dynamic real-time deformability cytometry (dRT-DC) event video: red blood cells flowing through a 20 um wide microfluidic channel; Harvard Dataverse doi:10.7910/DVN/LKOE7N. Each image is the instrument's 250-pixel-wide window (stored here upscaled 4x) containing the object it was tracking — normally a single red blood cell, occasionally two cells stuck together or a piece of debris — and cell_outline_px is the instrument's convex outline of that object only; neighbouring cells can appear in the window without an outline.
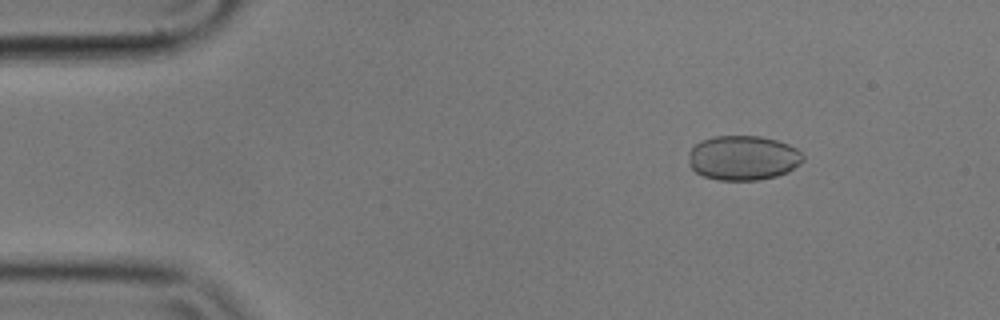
{"species": "common noctule bat (a hibernating species)", "species_latin": "Nyctalus noctula", "temperature_condition": "cold", "stored_images_in_passage": 19, "camera_frame_rate_fps": 3000, "um_per_image_px": 0.085, "animal": {"sex": "male", "body_mass_g": 17.9}, "frame": {"image": 1, "passage_image": 7, "time_ms": 2.0, "image_size_px": [1000, 320], "cell_outline_px": [[804, 160], [800, 164], [788, 172], [776, 176], [760, 180], [716, 180], [704, 176], [696, 172], [688, 164], [688, 152], [700, 140], [716, 136], [760, 136], [776, 140], [788, 144], [796, 148], [804, 156]], "centroid_in_image_um": [63.15, 13.42], "position_along_channel_um": 21.8, "area_um2": 30.0}}
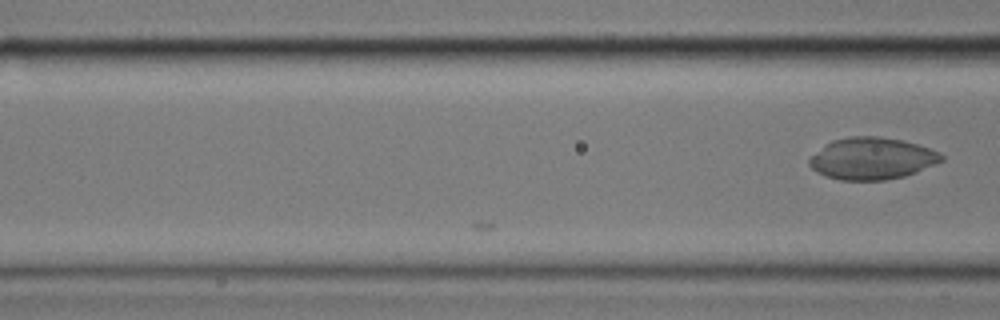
{"frame": {"image": 2, "passage_image": 19, "time_ms": 6.0, "image_size_px": [1000, 320], "cell_outline_px": [[944, 160], [936, 164], [916, 172], [904, 176], [884, 180], [840, 180], [816, 172], [808, 164], [808, 160], [812, 156], [832, 140], [848, 136], [876, 136], [904, 140], [940, 152], [944, 156]], "centroid_in_image_um": [74.14, 13.47], "position_along_channel_um": 92.5, "area_um2": 32.14}}